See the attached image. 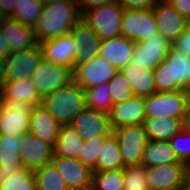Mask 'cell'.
Here are the masks:
<instances>
[{
    "label": "cell",
    "instance_id": "1",
    "mask_svg": "<svg viewBox=\"0 0 190 190\" xmlns=\"http://www.w3.org/2000/svg\"><path fill=\"white\" fill-rule=\"evenodd\" d=\"M81 18L76 0L57 1L44 5L38 24L34 28L38 43L70 34Z\"/></svg>",
    "mask_w": 190,
    "mask_h": 190
},
{
    "label": "cell",
    "instance_id": "2",
    "mask_svg": "<svg viewBox=\"0 0 190 190\" xmlns=\"http://www.w3.org/2000/svg\"><path fill=\"white\" fill-rule=\"evenodd\" d=\"M156 92L184 90L190 93V57L172 46L159 65L154 69Z\"/></svg>",
    "mask_w": 190,
    "mask_h": 190
},
{
    "label": "cell",
    "instance_id": "3",
    "mask_svg": "<svg viewBox=\"0 0 190 190\" xmlns=\"http://www.w3.org/2000/svg\"><path fill=\"white\" fill-rule=\"evenodd\" d=\"M40 105L61 125L70 124L87 107L84 90L74 82L42 98Z\"/></svg>",
    "mask_w": 190,
    "mask_h": 190
},
{
    "label": "cell",
    "instance_id": "4",
    "mask_svg": "<svg viewBox=\"0 0 190 190\" xmlns=\"http://www.w3.org/2000/svg\"><path fill=\"white\" fill-rule=\"evenodd\" d=\"M145 118L172 117L181 119L185 124L190 120L189 93L184 90L155 92L144 97Z\"/></svg>",
    "mask_w": 190,
    "mask_h": 190
},
{
    "label": "cell",
    "instance_id": "5",
    "mask_svg": "<svg viewBox=\"0 0 190 190\" xmlns=\"http://www.w3.org/2000/svg\"><path fill=\"white\" fill-rule=\"evenodd\" d=\"M123 12L118 2L103 4L87 10L82 19L104 40L122 35Z\"/></svg>",
    "mask_w": 190,
    "mask_h": 190
},
{
    "label": "cell",
    "instance_id": "6",
    "mask_svg": "<svg viewBox=\"0 0 190 190\" xmlns=\"http://www.w3.org/2000/svg\"><path fill=\"white\" fill-rule=\"evenodd\" d=\"M30 80L44 98L54 91L69 86L73 82V71L42 58Z\"/></svg>",
    "mask_w": 190,
    "mask_h": 190
},
{
    "label": "cell",
    "instance_id": "7",
    "mask_svg": "<svg viewBox=\"0 0 190 190\" xmlns=\"http://www.w3.org/2000/svg\"><path fill=\"white\" fill-rule=\"evenodd\" d=\"M115 134L124 165H140L148 142L144 125H130L112 130Z\"/></svg>",
    "mask_w": 190,
    "mask_h": 190
},
{
    "label": "cell",
    "instance_id": "8",
    "mask_svg": "<svg viewBox=\"0 0 190 190\" xmlns=\"http://www.w3.org/2000/svg\"><path fill=\"white\" fill-rule=\"evenodd\" d=\"M185 163H170L146 167L149 190H186Z\"/></svg>",
    "mask_w": 190,
    "mask_h": 190
},
{
    "label": "cell",
    "instance_id": "9",
    "mask_svg": "<svg viewBox=\"0 0 190 190\" xmlns=\"http://www.w3.org/2000/svg\"><path fill=\"white\" fill-rule=\"evenodd\" d=\"M119 70L100 56L77 65L73 70V82L83 90L111 81Z\"/></svg>",
    "mask_w": 190,
    "mask_h": 190
},
{
    "label": "cell",
    "instance_id": "10",
    "mask_svg": "<svg viewBox=\"0 0 190 190\" xmlns=\"http://www.w3.org/2000/svg\"><path fill=\"white\" fill-rule=\"evenodd\" d=\"M172 44L160 33L135 43L131 64L153 70L170 50Z\"/></svg>",
    "mask_w": 190,
    "mask_h": 190
},
{
    "label": "cell",
    "instance_id": "11",
    "mask_svg": "<svg viewBox=\"0 0 190 190\" xmlns=\"http://www.w3.org/2000/svg\"><path fill=\"white\" fill-rule=\"evenodd\" d=\"M32 108L28 103L4 100L0 115V135L16 137L28 133Z\"/></svg>",
    "mask_w": 190,
    "mask_h": 190
},
{
    "label": "cell",
    "instance_id": "12",
    "mask_svg": "<svg viewBox=\"0 0 190 190\" xmlns=\"http://www.w3.org/2000/svg\"><path fill=\"white\" fill-rule=\"evenodd\" d=\"M158 33L152 9L126 10L122 15V35L135 42Z\"/></svg>",
    "mask_w": 190,
    "mask_h": 190
},
{
    "label": "cell",
    "instance_id": "13",
    "mask_svg": "<svg viewBox=\"0 0 190 190\" xmlns=\"http://www.w3.org/2000/svg\"><path fill=\"white\" fill-rule=\"evenodd\" d=\"M40 44L21 51L10 52L6 57L8 81L30 79L42 59Z\"/></svg>",
    "mask_w": 190,
    "mask_h": 190
},
{
    "label": "cell",
    "instance_id": "14",
    "mask_svg": "<svg viewBox=\"0 0 190 190\" xmlns=\"http://www.w3.org/2000/svg\"><path fill=\"white\" fill-rule=\"evenodd\" d=\"M83 141L107 137L111 132L109 115L91 108L81 110L70 123Z\"/></svg>",
    "mask_w": 190,
    "mask_h": 190
},
{
    "label": "cell",
    "instance_id": "15",
    "mask_svg": "<svg viewBox=\"0 0 190 190\" xmlns=\"http://www.w3.org/2000/svg\"><path fill=\"white\" fill-rule=\"evenodd\" d=\"M21 145L22 168L35 171L54 158V147L30 132L22 135Z\"/></svg>",
    "mask_w": 190,
    "mask_h": 190
},
{
    "label": "cell",
    "instance_id": "16",
    "mask_svg": "<svg viewBox=\"0 0 190 190\" xmlns=\"http://www.w3.org/2000/svg\"><path fill=\"white\" fill-rule=\"evenodd\" d=\"M152 11L158 27V33L165 37L170 44H173L186 29V18L167 0H159L152 8Z\"/></svg>",
    "mask_w": 190,
    "mask_h": 190
},
{
    "label": "cell",
    "instance_id": "17",
    "mask_svg": "<svg viewBox=\"0 0 190 190\" xmlns=\"http://www.w3.org/2000/svg\"><path fill=\"white\" fill-rule=\"evenodd\" d=\"M51 162L69 190H91L93 171L79 159L54 157Z\"/></svg>",
    "mask_w": 190,
    "mask_h": 190
},
{
    "label": "cell",
    "instance_id": "18",
    "mask_svg": "<svg viewBox=\"0 0 190 190\" xmlns=\"http://www.w3.org/2000/svg\"><path fill=\"white\" fill-rule=\"evenodd\" d=\"M111 129L143 124L145 119L144 97L132 95L124 102L112 105L109 112Z\"/></svg>",
    "mask_w": 190,
    "mask_h": 190
},
{
    "label": "cell",
    "instance_id": "19",
    "mask_svg": "<svg viewBox=\"0 0 190 190\" xmlns=\"http://www.w3.org/2000/svg\"><path fill=\"white\" fill-rule=\"evenodd\" d=\"M70 34L74 38L76 45L74 68L98 56L101 40L96 32L82 18L76 23Z\"/></svg>",
    "mask_w": 190,
    "mask_h": 190
},
{
    "label": "cell",
    "instance_id": "20",
    "mask_svg": "<svg viewBox=\"0 0 190 190\" xmlns=\"http://www.w3.org/2000/svg\"><path fill=\"white\" fill-rule=\"evenodd\" d=\"M42 57L51 63L74 70V56L76 45L71 34L49 38L39 43Z\"/></svg>",
    "mask_w": 190,
    "mask_h": 190
},
{
    "label": "cell",
    "instance_id": "21",
    "mask_svg": "<svg viewBox=\"0 0 190 190\" xmlns=\"http://www.w3.org/2000/svg\"><path fill=\"white\" fill-rule=\"evenodd\" d=\"M135 41L119 35L100 41L98 56L112 64L118 70H121L131 62Z\"/></svg>",
    "mask_w": 190,
    "mask_h": 190
},
{
    "label": "cell",
    "instance_id": "22",
    "mask_svg": "<svg viewBox=\"0 0 190 190\" xmlns=\"http://www.w3.org/2000/svg\"><path fill=\"white\" fill-rule=\"evenodd\" d=\"M0 30L9 45L10 52L21 51L38 44L34 29L22 25L13 18H3Z\"/></svg>",
    "mask_w": 190,
    "mask_h": 190
},
{
    "label": "cell",
    "instance_id": "23",
    "mask_svg": "<svg viewBox=\"0 0 190 190\" xmlns=\"http://www.w3.org/2000/svg\"><path fill=\"white\" fill-rule=\"evenodd\" d=\"M61 124L41 105L32 108L29 132L55 147Z\"/></svg>",
    "mask_w": 190,
    "mask_h": 190
},
{
    "label": "cell",
    "instance_id": "24",
    "mask_svg": "<svg viewBox=\"0 0 190 190\" xmlns=\"http://www.w3.org/2000/svg\"><path fill=\"white\" fill-rule=\"evenodd\" d=\"M121 70L131 84L133 95L147 97L156 92L153 70L138 67L131 63Z\"/></svg>",
    "mask_w": 190,
    "mask_h": 190
},
{
    "label": "cell",
    "instance_id": "25",
    "mask_svg": "<svg viewBox=\"0 0 190 190\" xmlns=\"http://www.w3.org/2000/svg\"><path fill=\"white\" fill-rule=\"evenodd\" d=\"M1 92L4 100L28 103L33 107L42 102V97L30 79L8 81Z\"/></svg>",
    "mask_w": 190,
    "mask_h": 190
},
{
    "label": "cell",
    "instance_id": "26",
    "mask_svg": "<svg viewBox=\"0 0 190 190\" xmlns=\"http://www.w3.org/2000/svg\"><path fill=\"white\" fill-rule=\"evenodd\" d=\"M144 129L148 139L156 141H169L178 133L185 123L178 118H145Z\"/></svg>",
    "mask_w": 190,
    "mask_h": 190
},
{
    "label": "cell",
    "instance_id": "27",
    "mask_svg": "<svg viewBox=\"0 0 190 190\" xmlns=\"http://www.w3.org/2000/svg\"><path fill=\"white\" fill-rule=\"evenodd\" d=\"M84 141L70 124L61 126L56 145L54 147V157H65L78 159L83 148Z\"/></svg>",
    "mask_w": 190,
    "mask_h": 190
},
{
    "label": "cell",
    "instance_id": "28",
    "mask_svg": "<svg viewBox=\"0 0 190 190\" xmlns=\"http://www.w3.org/2000/svg\"><path fill=\"white\" fill-rule=\"evenodd\" d=\"M170 163H184L178 160L169 141H156L148 139L145 146L142 163L145 167L165 165Z\"/></svg>",
    "mask_w": 190,
    "mask_h": 190
},
{
    "label": "cell",
    "instance_id": "29",
    "mask_svg": "<svg viewBox=\"0 0 190 190\" xmlns=\"http://www.w3.org/2000/svg\"><path fill=\"white\" fill-rule=\"evenodd\" d=\"M124 167L116 136L111 132L104 139L103 148L99 153L96 167L92 171H112L123 169Z\"/></svg>",
    "mask_w": 190,
    "mask_h": 190
},
{
    "label": "cell",
    "instance_id": "30",
    "mask_svg": "<svg viewBox=\"0 0 190 190\" xmlns=\"http://www.w3.org/2000/svg\"><path fill=\"white\" fill-rule=\"evenodd\" d=\"M22 135L16 137L0 135V165L7 169H21L20 149Z\"/></svg>",
    "mask_w": 190,
    "mask_h": 190
},
{
    "label": "cell",
    "instance_id": "31",
    "mask_svg": "<svg viewBox=\"0 0 190 190\" xmlns=\"http://www.w3.org/2000/svg\"><path fill=\"white\" fill-rule=\"evenodd\" d=\"M34 177L36 180V190H69L52 162L36 169Z\"/></svg>",
    "mask_w": 190,
    "mask_h": 190
},
{
    "label": "cell",
    "instance_id": "32",
    "mask_svg": "<svg viewBox=\"0 0 190 190\" xmlns=\"http://www.w3.org/2000/svg\"><path fill=\"white\" fill-rule=\"evenodd\" d=\"M43 4L40 0H17L14 14L11 18L32 29L38 24Z\"/></svg>",
    "mask_w": 190,
    "mask_h": 190
},
{
    "label": "cell",
    "instance_id": "33",
    "mask_svg": "<svg viewBox=\"0 0 190 190\" xmlns=\"http://www.w3.org/2000/svg\"><path fill=\"white\" fill-rule=\"evenodd\" d=\"M109 88V82H104L101 85L85 89L84 93L86 106L88 108L109 114L112 107Z\"/></svg>",
    "mask_w": 190,
    "mask_h": 190
},
{
    "label": "cell",
    "instance_id": "34",
    "mask_svg": "<svg viewBox=\"0 0 190 190\" xmlns=\"http://www.w3.org/2000/svg\"><path fill=\"white\" fill-rule=\"evenodd\" d=\"M91 190H124L123 169L93 172Z\"/></svg>",
    "mask_w": 190,
    "mask_h": 190
},
{
    "label": "cell",
    "instance_id": "35",
    "mask_svg": "<svg viewBox=\"0 0 190 190\" xmlns=\"http://www.w3.org/2000/svg\"><path fill=\"white\" fill-rule=\"evenodd\" d=\"M0 190H36L34 171L21 168L8 180L0 182Z\"/></svg>",
    "mask_w": 190,
    "mask_h": 190
},
{
    "label": "cell",
    "instance_id": "36",
    "mask_svg": "<svg viewBox=\"0 0 190 190\" xmlns=\"http://www.w3.org/2000/svg\"><path fill=\"white\" fill-rule=\"evenodd\" d=\"M124 190H149L146 179V167L140 165H126L123 168Z\"/></svg>",
    "mask_w": 190,
    "mask_h": 190
},
{
    "label": "cell",
    "instance_id": "37",
    "mask_svg": "<svg viewBox=\"0 0 190 190\" xmlns=\"http://www.w3.org/2000/svg\"><path fill=\"white\" fill-rule=\"evenodd\" d=\"M169 143L174 150L179 161L184 162L187 166L190 165V123H187L183 128L176 133Z\"/></svg>",
    "mask_w": 190,
    "mask_h": 190
},
{
    "label": "cell",
    "instance_id": "38",
    "mask_svg": "<svg viewBox=\"0 0 190 190\" xmlns=\"http://www.w3.org/2000/svg\"><path fill=\"white\" fill-rule=\"evenodd\" d=\"M109 86L112 105L124 102L133 95L131 84L122 70H119L116 76L109 81Z\"/></svg>",
    "mask_w": 190,
    "mask_h": 190
},
{
    "label": "cell",
    "instance_id": "39",
    "mask_svg": "<svg viewBox=\"0 0 190 190\" xmlns=\"http://www.w3.org/2000/svg\"><path fill=\"white\" fill-rule=\"evenodd\" d=\"M106 137H96L89 141H84L83 148L81 149L78 159L91 170L96 167L97 159L103 142Z\"/></svg>",
    "mask_w": 190,
    "mask_h": 190
},
{
    "label": "cell",
    "instance_id": "40",
    "mask_svg": "<svg viewBox=\"0 0 190 190\" xmlns=\"http://www.w3.org/2000/svg\"><path fill=\"white\" fill-rule=\"evenodd\" d=\"M159 0H118L119 5L126 10L152 9Z\"/></svg>",
    "mask_w": 190,
    "mask_h": 190
},
{
    "label": "cell",
    "instance_id": "41",
    "mask_svg": "<svg viewBox=\"0 0 190 190\" xmlns=\"http://www.w3.org/2000/svg\"><path fill=\"white\" fill-rule=\"evenodd\" d=\"M172 47L190 57V31L185 29L173 42Z\"/></svg>",
    "mask_w": 190,
    "mask_h": 190
},
{
    "label": "cell",
    "instance_id": "42",
    "mask_svg": "<svg viewBox=\"0 0 190 190\" xmlns=\"http://www.w3.org/2000/svg\"><path fill=\"white\" fill-rule=\"evenodd\" d=\"M77 6L81 16L94 7L101 6L103 4L117 3L118 0H76Z\"/></svg>",
    "mask_w": 190,
    "mask_h": 190
},
{
    "label": "cell",
    "instance_id": "43",
    "mask_svg": "<svg viewBox=\"0 0 190 190\" xmlns=\"http://www.w3.org/2000/svg\"><path fill=\"white\" fill-rule=\"evenodd\" d=\"M17 0H0V16L10 18L14 14Z\"/></svg>",
    "mask_w": 190,
    "mask_h": 190
},
{
    "label": "cell",
    "instance_id": "44",
    "mask_svg": "<svg viewBox=\"0 0 190 190\" xmlns=\"http://www.w3.org/2000/svg\"><path fill=\"white\" fill-rule=\"evenodd\" d=\"M182 16H190V0H167Z\"/></svg>",
    "mask_w": 190,
    "mask_h": 190
},
{
    "label": "cell",
    "instance_id": "45",
    "mask_svg": "<svg viewBox=\"0 0 190 190\" xmlns=\"http://www.w3.org/2000/svg\"><path fill=\"white\" fill-rule=\"evenodd\" d=\"M7 82L8 80L6 76V58L0 57V91L3 89Z\"/></svg>",
    "mask_w": 190,
    "mask_h": 190
},
{
    "label": "cell",
    "instance_id": "46",
    "mask_svg": "<svg viewBox=\"0 0 190 190\" xmlns=\"http://www.w3.org/2000/svg\"><path fill=\"white\" fill-rule=\"evenodd\" d=\"M20 169H7L4 165H0V182H3L5 180H8L10 177H12L16 172H18Z\"/></svg>",
    "mask_w": 190,
    "mask_h": 190
},
{
    "label": "cell",
    "instance_id": "47",
    "mask_svg": "<svg viewBox=\"0 0 190 190\" xmlns=\"http://www.w3.org/2000/svg\"><path fill=\"white\" fill-rule=\"evenodd\" d=\"M9 53V45L7 44V41L4 38L2 31L0 30V57L6 58Z\"/></svg>",
    "mask_w": 190,
    "mask_h": 190
},
{
    "label": "cell",
    "instance_id": "48",
    "mask_svg": "<svg viewBox=\"0 0 190 190\" xmlns=\"http://www.w3.org/2000/svg\"><path fill=\"white\" fill-rule=\"evenodd\" d=\"M186 190H190V165L187 167L186 171Z\"/></svg>",
    "mask_w": 190,
    "mask_h": 190
},
{
    "label": "cell",
    "instance_id": "49",
    "mask_svg": "<svg viewBox=\"0 0 190 190\" xmlns=\"http://www.w3.org/2000/svg\"><path fill=\"white\" fill-rule=\"evenodd\" d=\"M43 5H49L52 3H56L57 1H65V0H40Z\"/></svg>",
    "mask_w": 190,
    "mask_h": 190
},
{
    "label": "cell",
    "instance_id": "50",
    "mask_svg": "<svg viewBox=\"0 0 190 190\" xmlns=\"http://www.w3.org/2000/svg\"><path fill=\"white\" fill-rule=\"evenodd\" d=\"M3 107H4V98H3L2 92L0 91V115L3 110Z\"/></svg>",
    "mask_w": 190,
    "mask_h": 190
},
{
    "label": "cell",
    "instance_id": "51",
    "mask_svg": "<svg viewBox=\"0 0 190 190\" xmlns=\"http://www.w3.org/2000/svg\"><path fill=\"white\" fill-rule=\"evenodd\" d=\"M186 30L190 31V16L186 18Z\"/></svg>",
    "mask_w": 190,
    "mask_h": 190
}]
</instances>
